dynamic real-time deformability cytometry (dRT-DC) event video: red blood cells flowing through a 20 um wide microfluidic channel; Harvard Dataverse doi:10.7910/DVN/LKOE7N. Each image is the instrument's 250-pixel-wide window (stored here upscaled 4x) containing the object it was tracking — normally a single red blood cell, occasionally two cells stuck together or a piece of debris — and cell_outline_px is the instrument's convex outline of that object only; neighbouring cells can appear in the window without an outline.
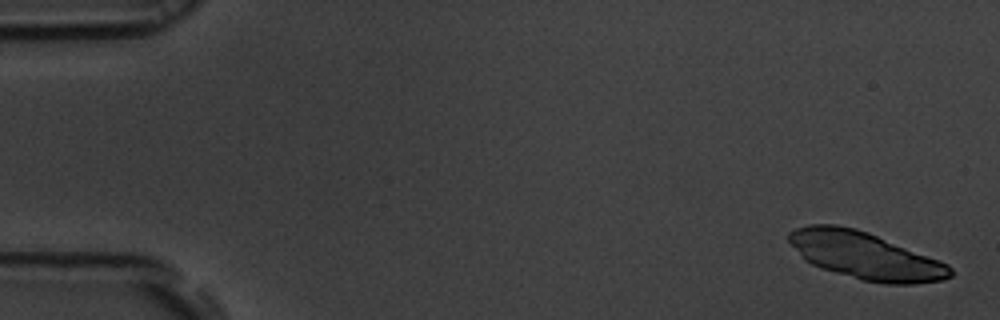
{"species": "common noctule bat (a hibernating species)", "species_latin": "Nyctalus noctula", "temperature_condition": "room temperature", "stored_images_in_passage": 7, "segment_of_instrument_passage": [1, 2], "camera_frame_rate_fps": 3000, "um_per_image_px": 0.085, "animal": {"sex": "male", "body_mass_g": 19.5, "forearm_length_mm": 54.6}, "frame": {"image": 1, "passage_image": 1, "time_ms": 0.0, "image_size_px": [1000, 320], "cell_outline_px": [[952, 272], [948, 276], [932, 280], [872, 280], [832, 268], [816, 228], [848, 228], [872, 236], [944, 264]], "centroid_in_image_um": [74.52, 21.89], "position_along_channel_um": 10.5, "area_um2": 30.81}}